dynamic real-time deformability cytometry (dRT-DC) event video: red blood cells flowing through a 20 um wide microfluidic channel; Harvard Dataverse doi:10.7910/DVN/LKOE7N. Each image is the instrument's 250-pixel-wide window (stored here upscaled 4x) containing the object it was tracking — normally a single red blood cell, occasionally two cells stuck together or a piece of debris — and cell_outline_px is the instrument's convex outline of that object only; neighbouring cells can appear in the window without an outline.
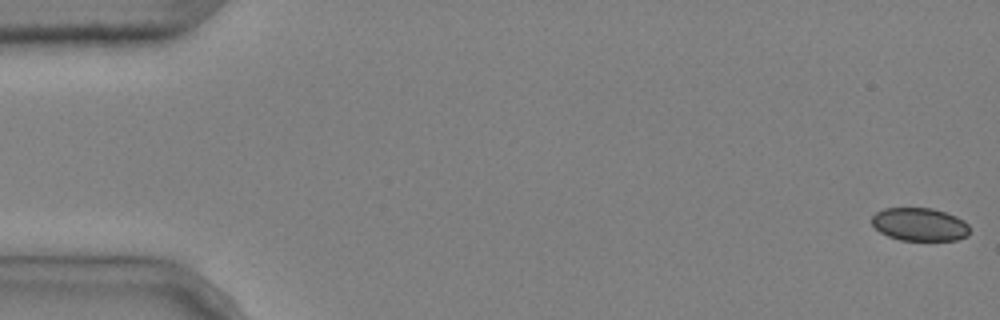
{"species": "common noctule bat (a hibernating species)", "species_latin": "Nyctalus noctula", "temperature_condition": "cold", "stored_images_in_passage": 3, "camera_frame_rate_fps": 3000, "um_per_image_px": 0.085, "animal": {"sex": "male", "body_mass_g": 20.4}, "frame": {"image": 1, "passage_image": 1, "time_ms": 0.0, "image_size_px": [1000, 320], "cell_outline_px": [[968, 236], [956, 240], [900, 240], [888, 236], [880, 232], [872, 224], [872, 216], [876, 212], [884, 208], [932, 208], [956, 216], [964, 220], [968, 224]], "centroid_in_image_um": [78.16, 19.07], "position_along_channel_um": 6.8, "area_um2": 18.84}}